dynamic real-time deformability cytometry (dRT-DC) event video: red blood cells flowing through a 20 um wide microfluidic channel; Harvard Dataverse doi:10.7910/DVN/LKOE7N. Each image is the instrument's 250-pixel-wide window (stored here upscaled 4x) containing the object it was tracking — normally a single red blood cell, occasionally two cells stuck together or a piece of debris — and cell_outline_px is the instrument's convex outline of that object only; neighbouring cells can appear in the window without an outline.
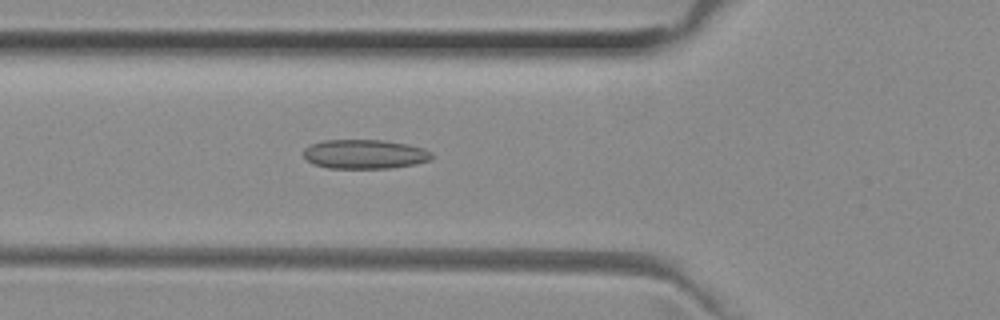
{"species": "common noctule bat (a hibernating species)", "species_latin": "Nyctalus noctula", "temperature_condition": "room temperature", "stored_images_in_passage": 48, "camera_frame_rate_fps": 3000, "um_per_image_px": 0.085, "animal": {"sex": "female", "body_mass_g": 29.2, "forearm_length_mm": 56.3}, "frame": {"image": 1, "passage_image": 16, "time_ms": 5.0, "image_size_px": [1000, 320], "cell_outline_px": [[432, 160], [416, 164], [392, 168], [328, 168], [312, 164], [304, 156], [304, 148], [312, 144], [324, 140], [380, 140], [404, 144], [420, 148], [432, 152]], "centroid_in_image_um": [30.99, 13.11], "position_along_channel_um": 94.8, "area_um2": 21.73}}
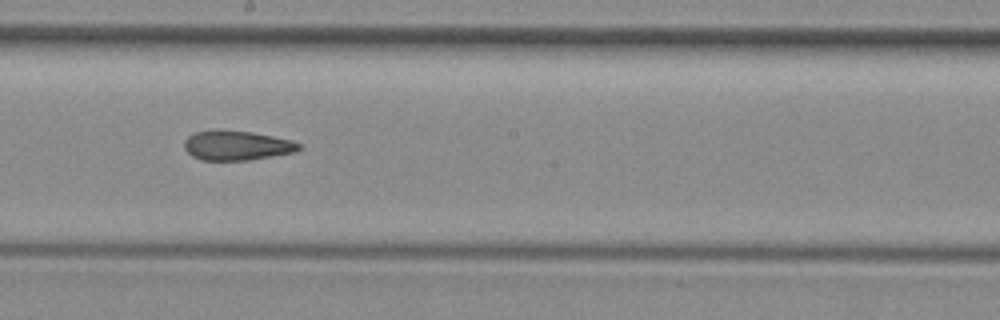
{"frame": {"image": 2, "passage_image": 26, "time_ms": 8.333, "image_size_px": [1000, 320], "cell_outline_px": [[300, 148], [292, 152], [272, 156], [248, 160], [200, 160], [192, 156], [184, 148], [184, 140], [188, 136], [196, 132], [252, 132], [292, 140], [300, 144]], "centroid_in_image_um": [20.12, 12.4], "position_along_channel_um": 228.1, "area_um2": 19.07}}
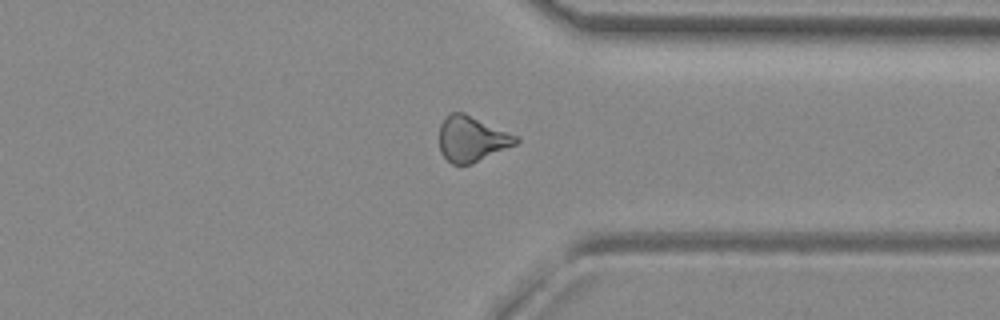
{"frame": {"image": 3, "passage_image": 37, "time_ms": 12.0, "image_size_px": [1000, 320], "cell_outline_px": [[520, 140], [516, 144], [472, 164], [452, 164], [440, 152], [440, 124], [452, 112], [464, 112], [520, 136]], "centroid_in_image_um": [40.14, 11.8], "position_along_channel_um": 371.3, "area_um2": 20.35}, "authors_computed_cell_mechanics": {"area_um2": 20.4612, "velocity_mm_per_s": 3.9974, "shape_relaxation_time_tau1_ms": null, "shape_relaxation_time_tau2_ms": 3.4997, "deformation_change_tau1": null, "deformation_change_tau2": 0.1076}}